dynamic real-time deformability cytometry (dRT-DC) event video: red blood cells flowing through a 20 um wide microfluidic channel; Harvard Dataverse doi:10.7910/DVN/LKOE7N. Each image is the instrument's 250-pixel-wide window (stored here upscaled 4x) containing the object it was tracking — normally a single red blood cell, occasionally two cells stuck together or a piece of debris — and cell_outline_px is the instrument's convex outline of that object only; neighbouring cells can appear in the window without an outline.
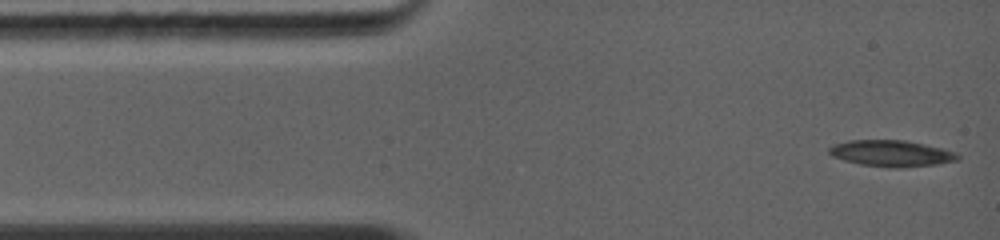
{"species": "common noctule bat (a hibernating species)", "species_latin": "Nyctalus noctula", "temperature_condition": "warm", "stored_images_in_passage": 20, "camera_frame_rate_fps": 5000, "um_per_image_px": 0.085, "animal": {"sex": "female", "body_mass_g": 19.0, "forearm_length_mm": 56.7}, "frame": {"image": 1, "passage_image": 1, "time_ms": 0.0, "image_size_px": [1000, 240], "cell_outline_px": [[960, 156], [956, 160], [932, 164], [864, 164], [848, 160], [836, 156], [828, 152], [828, 148], [836, 144], [852, 140], [900, 140], [920, 144], [952, 152]], "centroid_in_image_um": [75.69, 12.97], "position_along_channel_um": 9.3, "area_um2": 17.51}}